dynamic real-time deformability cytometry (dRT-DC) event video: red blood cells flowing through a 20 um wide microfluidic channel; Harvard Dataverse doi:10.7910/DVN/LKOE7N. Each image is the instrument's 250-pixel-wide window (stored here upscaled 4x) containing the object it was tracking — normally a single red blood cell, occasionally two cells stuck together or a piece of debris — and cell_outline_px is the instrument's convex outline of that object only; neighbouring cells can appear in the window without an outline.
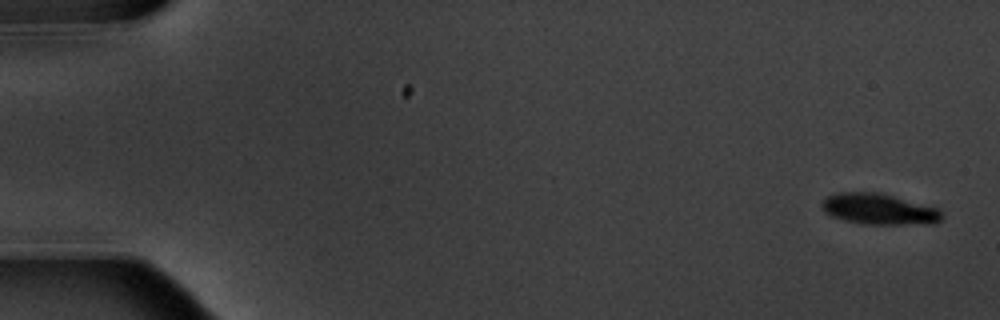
{"species": "common noctule bat (a hibernating species)", "species_latin": "Nyctalus noctula", "temperature_condition": "warm", "stored_images_in_passage": 6, "camera_frame_rate_fps": 3000, "um_per_image_px": 0.085, "animal": {"sex": "male", "body_mass_g": 20.1, "forearm_length_mm": 53.5}, "frame": {"image": 1, "passage_image": 1, "time_ms": 0.0, "image_size_px": [1000, 320], "cell_outline_px": [[944, 216], [936, 224], [864, 224], [844, 220], [832, 216], [824, 212], [820, 204], [824, 196], [840, 192], [880, 192], [940, 208]], "centroid_in_image_um": [74.73, 17.77], "position_along_channel_um": 10.3, "area_um2": 22.08}}
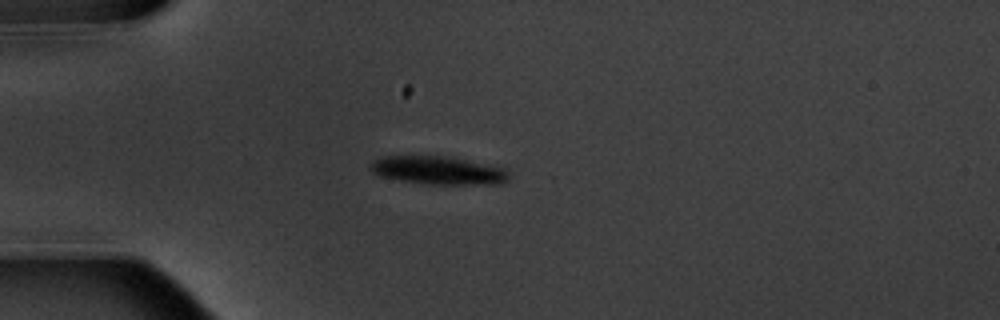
{"frame": {"image": 2, "passage_image": 5, "time_ms": 4.667, "image_size_px": [1000, 320], "cell_outline_px": [[508, 180], [500, 184], [428, 184], [400, 180], [380, 176], [372, 172], [368, 168], [372, 160], [380, 156], [452, 156], [508, 168]], "centroid_in_image_um": [37.26, 14.46], "position_along_channel_um": 47.7, "area_um2": 23.18}}